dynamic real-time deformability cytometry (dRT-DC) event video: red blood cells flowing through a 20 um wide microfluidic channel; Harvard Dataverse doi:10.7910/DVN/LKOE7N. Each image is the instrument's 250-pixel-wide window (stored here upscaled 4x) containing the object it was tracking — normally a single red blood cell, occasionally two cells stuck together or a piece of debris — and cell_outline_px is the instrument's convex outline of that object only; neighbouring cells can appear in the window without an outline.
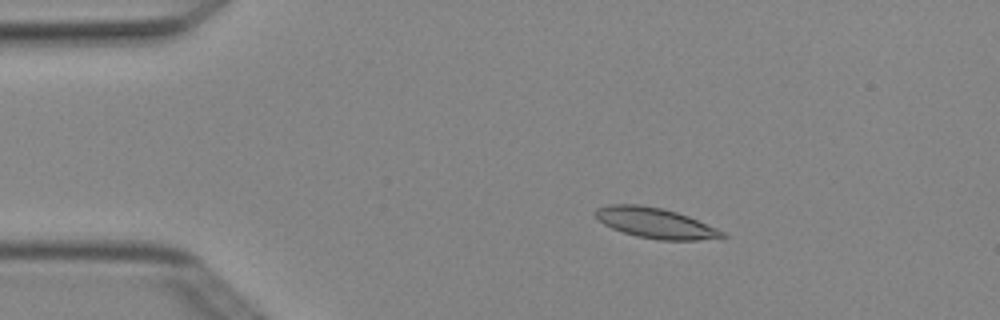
{"species": "Egyptian fruit bat (a non-hibernating species)", "species_latin": "Rousettus aegyptiacus", "temperature_condition": "cold", "stored_images_in_passage": 6, "camera_frame_rate_fps": 3000, "um_per_image_px": 0.085, "animal": {"sex": "female"}, "frame": {"image": 1, "passage_image": 3, "time_ms": 0.667, "image_size_px": [1000, 320], "cell_outline_px": [[728, 236], [696, 240], [660, 240], [636, 236], [612, 228], [596, 220], [596, 208], [608, 204], [640, 204], [660, 208], [676, 212], [688, 216], [716, 228], [724, 232]], "centroid_in_image_um": [55.66, 18.95], "position_along_channel_um": 29.3, "area_um2": 22.25}}
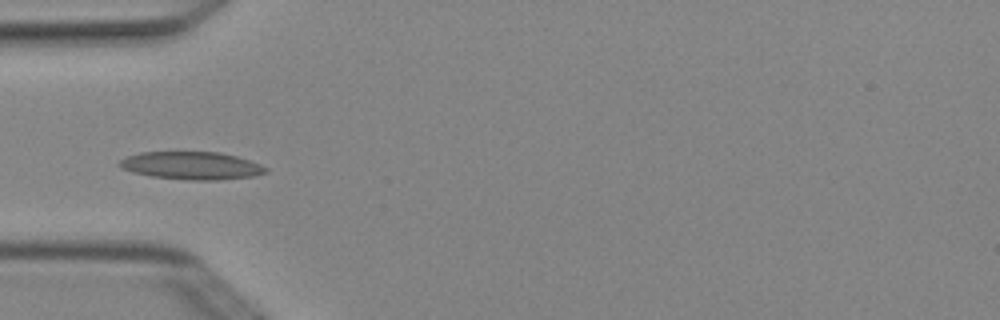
{"frame": {"image": 2, "passage_image": 5, "time_ms": 1.333, "image_size_px": [1000, 320], "cell_outline_px": [[268, 172], [252, 176], [216, 180], [188, 180], [152, 176], [132, 172], [120, 168], [116, 164], [120, 160], [128, 156], [140, 152], [220, 152], [236, 156], [260, 164], [268, 168]], "centroid_in_image_um": [16.25, 14.07], "position_along_channel_um": 68.7, "area_um2": 23.64}}
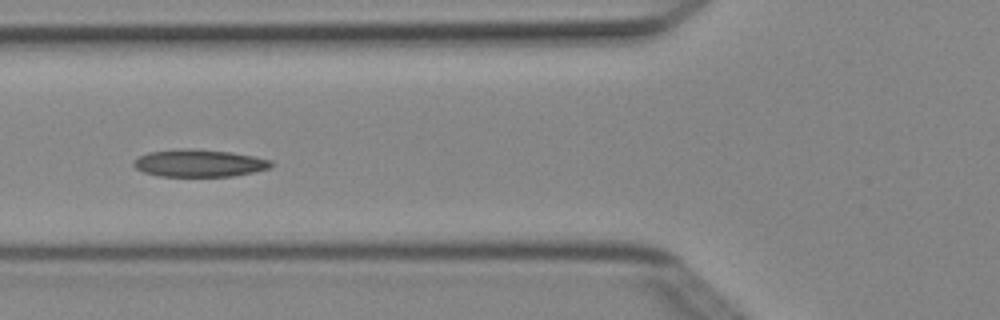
{"frame": {"image": 3, "passage_image": 6, "time_ms": 1.667, "image_size_px": [1000, 320], "cell_outline_px": [[272, 164], [268, 168], [252, 172], [232, 176], [160, 176], [144, 172], [136, 168], [132, 164], [140, 156], [148, 152], [180, 148], [188, 148], [228, 152], [252, 156], [272, 160]], "centroid_in_image_um": [16.9, 13.86], "position_along_channel_um": 108.9, "area_um2": 21.62}}